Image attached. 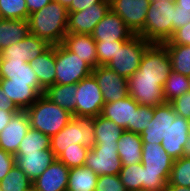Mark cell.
Returning <instances> with one entry per match:
<instances>
[{
  "label": "cell",
  "mask_w": 190,
  "mask_h": 191,
  "mask_svg": "<svg viewBox=\"0 0 190 191\" xmlns=\"http://www.w3.org/2000/svg\"><path fill=\"white\" fill-rule=\"evenodd\" d=\"M103 95L104 103L122 100L129 95L127 78L117 74L107 66H97L92 69Z\"/></svg>",
  "instance_id": "obj_13"
},
{
  "label": "cell",
  "mask_w": 190,
  "mask_h": 191,
  "mask_svg": "<svg viewBox=\"0 0 190 191\" xmlns=\"http://www.w3.org/2000/svg\"><path fill=\"white\" fill-rule=\"evenodd\" d=\"M76 91L77 84H53L44 91V95L75 117Z\"/></svg>",
  "instance_id": "obj_29"
},
{
  "label": "cell",
  "mask_w": 190,
  "mask_h": 191,
  "mask_svg": "<svg viewBox=\"0 0 190 191\" xmlns=\"http://www.w3.org/2000/svg\"><path fill=\"white\" fill-rule=\"evenodd\" d=\"M55 64V84H77L92 74L93 68L62 43L55 45Z\"/></svg>",
  "instance_id": "obj_6"
},
{
  "label": "cell",
  "mask_w": 190,
  "mask_h": 191,
  "mask_svg": "<svg viewBox=\"0 0 190 191\" xmlns=\"http://www.w3.org/2000/svg\"><path fill=\"white\" fill-rule=\"evenodd\" d=\"M55 1H57L58 3L66 7L67 9L70 7L72 3V0H55Z\"/></svg>",
  "instance_id": "obj_54"
},
{
  "label": "cell",
  "mask_w": 190,
  "mask_h": 191,
  "mask_svg": "<svg viewBox=\"0 0 190 191\" xmlns=\"http://www.w3.org/2000/svg\"><path fill=\"white\" fill-rule=\"evenodd\" d=\"M151 44L142 36L135 35L118 48L115 57L106 66L128 79L138 70L142 57Z\"/></svg>",
  "instance_id": "obj_7"
},
{
  "label": "cell",
  "mask_w": 190,
  "mask_h": 191,
  "mask_svg": "<svg viewBox=\"0 0 190 191\" xmlns=\"http://www.w3.org/2000/svg\"><path fill=\"white\" fill-rule=\"evenodd\" d=\"M173 162L174 159L167 154L161 144L143 143L141 160L143 165L142 189L165 191Z\"/></svg>",
  "instance_id": "obj_2"
},
{
  "label": "cell",
  "mask_w": 190,
  "mask_h": 191,
  "mask_svg": "<svg viewBox=\"0 0 190 191\" xmlns=\"http://www.w3.org/2000/svg\"><path fill=\"white\" fill-rule=\"evenodd\" d=\"M177 114L168 102L154 107L153 119L141 132L142 143L161 144Z\"/></svg>",
  "instance_id": "obj_17"
},
{
  "label": "cell",
  "mask_w": 190,
  "mask_h": 191,
  "mask_svg": "<svg viewBox=\"0 0 190 191\" xmlns=\"http://www.w3.org/2000/svg\"><path fill=\"white\" fill-rule=\"evenodd\" d=\"M154 107L139 105L135 111L133 132L141 134L147 128L148 123L153 119Z\"/></svg>",
  "instance_id": "obj_41"
},
{
  "label": "cell",
  "mask_w": 190,
  "mask_h": 191,
  "mask_svg": "<svg viewBox=\"0 0 190 191\" xmlns=\"http://www.w3.org/2000/svg\"><path fill=\"white\" fill-rule=\"evenodd\" d=\"M25 191H35V190H34V188H33V186H32L30 189L25 190Z\"/></svg>",
  "instance_id": "obj_57"
},
{
  "label": "cell",
  "mask_w": 190,
  "mask_h": 191,
  "mask_svg": "<svg viewBox=\"0 0 190 191\" xmlns=\"http://www.w3.org/2000/svg\"><path fill=\"white\" fill-rule=\"evenodd\" d=\"M157 1L175 2V0H150V2H157Z\"/></svg>",
  "instance_id": "obj_55"
},
{
  "label": "cell",
  "mask_w": 190,
  "mask_h": 191,
  "mask_svg": "<svg viewBox=\"0 0 190 191\" xmlns=\"http://www.w3.org/2000/svg\"><path fill=\"white\" fill-rule=\"evenodd\" d=\"M16 112L17 111H5L0 109V133Z\"/></svg>",
  "instance_id": "obj_50"
},
{
  "label": "cell",
  "mask_w": 190,
  "mask_h": 191,
  "mask_svg": "<svg viewBox=\"0 0 190 191\" xmlns=\"http://www.w3.org/2000/svg\"><path fill=\"white\" fill-rule=\"evenodd\" d=\"M80 144L92 149L95 146L92 119L71 118L67 125L50 137V149L57 158L66 148Z\"/></svg>",
  "instance_id": "obj_5"
},
{
  "label": "cell",
  "mask_w": 190,
  "mask_h": 191,
  "mask_svg": "<svg viewBox=\"0 0 190 191\" xmlns=\"http://www.w3.org/2000/svg\"><path fill=\"white\" fill-rule=\"evenodd\" d=\"M50 46L48 42L30 33L21 41L2 50L0 56L5 60L30 62Z\"/></svg>",
  "instance_id": "obj_19"
},
{
  "label": "cell",
  "mask_w": 190,
  "mask_h": 191,
  "mask_svg": "<svg viewBox=\"0 0 190 191\" xmlns=\"http://www.w3.org/2000/svg\"><path fill=\"white\" fill-rule=\"evenodd\" d=\"M129 96L136 100L139 105L158 106L166 103L163 94L164 83L160 78L140 77L136 70L127 79Z\"/></svg>",
  "instance_id": "obj_9"
},
{
  "label": "cell",
  "mask_w": 190,
  "mask_h": 191,
  "mask_svg": "<svg viewBox=\"0 0 190 191\" xmlns=\"http://www.w3.org/2000/svg\"><path fill=\"white\" fill-rule=\"evenodd\" d=\"M98 177L94 171L85 166L71 168L66 191H95Z\"/></svg>",
  "instance_id": "obj_31"
},
{
  "label": "cell",
  "mask_w": 190,
  "mask_h": 191,
  "mask_svg": "<svg viewBox=\"0 0 190 191\" xmlns=\"http://www.w3.org/2000/svg\"><path fill=\"white\" fill-rule=\"evenodd\" d=\"M175 4L179 8L190 9V0H175Z\"/></svg>",
  "instance_id": "obj_53"
},
{
  "label": "cell",
  "mask_w": 190,
  "mask_h": 191,
  "mask_svg": "<svg viewBox=\"0 0 190 191\" xmlns=\"http://www.w3.org/2000/svg\"><path fill=\"white\" fill-rule=\"evenodd\" d=\"M75 118L92 119L102 113L104 99L93 74L77 83Z\"/></svg>",
  "instance_id": "obj_8"
},
{
  "label": "cell",
  "mask_w": 190,
  "mask_h": 191,
  "mask_svg": "<svg viewBox=\"0 0 190 191\" xmlns=\"http://www.w3.org/2000/svg\"><path fill=\"white\" fill-rule=\"evenodd\" d=\"M110 10V0H103L86 10L68 12V34H91Z\"/></svg>",
  "instance_id": "obj_12"
},
{
  "label": "cell",
  "mask_w": 190,
  "mask_h": 191,
  "mask_svg": "<svg viewBox=\"0 0 190 191\" xmlns=\"http://www.w3.org/2000/svg\"><path fill=\"white\" fill-rule=\"evenodd\" d=\"M97 48L98 66H106L126 41H95Z\"/></svg>",
  "instance_id": "obj_40"
},
{
  "label": "cell",
  "mask_w": 190,
  "mask_h": 191,
  "mask_svg": "<svg viewBox=\"0 0 190 191\" xmlns=\"http://www.w3.org/2000/svg\"><path fill=\"white\" fill-rule=\"evenodd\" d=\"M0 83H20L33 87L40 95L44 94L37 75L29 62L5 60L0 56Z\"/></svg>",
  "instance_id": "obj_15"
},
{
  "label": "cell",
  "mask_w": 190,
  "mask_h": 191,
  "mask_svg": "<svg viewBox=\"0 0 190 191\" xmlns=\"http://www.w3.org/2000/svg\"><path fill=\"white\" fill-rule=\"evenodd\" d=\"M2 90L18 110L28 109L40 96L31 86L20 83H0Z\"/></svg>",
  "instance_id": "obj_28"
},
{
  "label": "cell",
  "mask_w": 190,
  "mask_h": 191,
  "mask_svg": "<svg viewBox=\"0 0 190 191\" xmlns=\"http://www.w3.org/2000/svg\"><path fill=\"white\" fill-rule=\"evenodd\" d=\"M117 145L122 165L141 163L143 143L140 134L124 130Z\"/></svg>",
  "instance_id": "obj_26"
},
{
  "label": "cell",
  "mask_w": 190,
  "mask_h": 191,
  "mask_svg": "<svg viewBox=\"0 0 190 191\" xmlns=\"http://www.w3.org/2000/svg\"><path fill=\"white\" fill-rule=\"evenodd\" d=\"M150 0H110V9L137 35L145 27Z\"/></svg>",
  "instance_id": "obj_14"
},
{
  "label": "cell",
  "mask_w": 190,
  "mask_h": 191,
  "mask_svg": "<svg viewBox=\"0 0 190 191\" xmlns=\"http://www.w3.org/2000/svg\"><path fill=\"white\" fill-rule=\"evenodd\" d=\"M187 121H188V134L190 135V118L187 119Z\"/></svg>",
  "instance_id": "obj_56"
},
{
  "label": "cell",
  "mask_w": 190,
  "mask_h": 191,
  "mask_svg": "<svg viewBox=\"0 0 190 191\" xmlns=\"http://www.w3.org/2000/svg\"><path fill=\"white\" fill-rule=\"evenodd\" d=\"M94 123L95 144H117L124 131L114 121L101 114L92 118Z\"/></svg>",
  "instance_id": "obj_30"
},
{
  "label": "cell",
  "mask_w": 190,
  "mask_h": 191,
  "mask_svg": "<svg viewBox=\"0 0 190 191\" xmlns=\"http://www.w3.org/2000/svg\"><path fill=\"white\" fill-rule=\"evenodd\" d=\"M168 183L190 187V157L174 160Z\"/></svg>",
  "instance_id": "obj_37"
},
{
  "label": "cell",
  "mask_w": 190,
  "mask_h": 191,
  "mask_svg": "<svg viewBox=\"0 0 190 191\" xmlns=\"http://www.w3.org/2000/svg\"><path fill=\"white\" fill-rule=\"evenodd\" d=\"M95 191H127L119 175H100Z\"/></svg>",
  "instance_id": "obj_42"
},
{
  "label": "cell",
  "mask_w": 190,
  "mask_h": 191,
  "mask_svg": "<svg viewBox=\"0 0 190 191\" xmlns=\"http://www.w3.org/2000/svg\"><path fill=\"white\" fill-rule=\"evenodd\" d=\"M25 111L29 117L30 128L50 137L57 134L73 118L72 114L44 94L40 95Z\"/></svg>",
  "instance_id": "obj_3"
},
{
  "label": "cell",
  "mask_w": 190,
  "mask_h": 191,
  "mask_svg": "<svg viewBox=\"0 0 190 191\" xmlns=\"http://www.w3.org/2000/svg\"><path fill=\"white\" fill-rule=\"evenodd\" d=\"M170 104L178 116L186 119L190 118V91L172 100Z\"/></svg>",
  "instance_id": "obj_43"
},
{
  "label": "cell",
  "mask_w": 190,
  "mask_h": 191,
  "mask_svg": "<svg viewBox=\"0 0 190 191\" xmlns=\"http://www.w3.org/2000/svg\"><path fill=\"white\" fill-rule=\"evenodd\" d=\"M170 56L172 70L190 77V46L165 45Z\"/></svg>",
  "instance_id": "obj_33"
},
{
  "label": "cell",
  "mask_w": 190,
  "mask_h": 191,
  "mask_svg": "<svg viewBox=\"0 0 190 191\" xmlns=\"http://www.w3.org/2000/svg\"><path fill=\"white\" fill-rule=\"evenodd\" d=\"M119 177L127 191L142 189L143 165L137 163L133 165H123Z\"/></svg>",
  "instance_id": "obj_36"
},
{
  "label": "cell",
  "mask_w": 190,
  "mask_h": 191,
  "mask_svg": "<svg viewBox=\"0 0 190 191\" xmlns=\"http://www.w3.org/2000/svg\"><path fill=\"white\" fill-rule=\"evenodd\" d=\"M32 186L33 183L30 178L16 164L0 181L2 191H25Z\"/></svg>",
  "instance_id": "obj_35"
},
{
  "label": "cell",
  "mask_w": 190,
  "mask_h": 191,
  "mask_svg": "<svg viewBox=\"0 0 190 191\" xmlns=\"http://www.w3.org/2000/svg\"><path fill=\"white\" fill-rule=\"evenodd\" d=\"M30 34L29 20L0 18V52Z\"/></svg>",
  "instance_id": "obj_27"
},
{
  "label": "cell",
  "mask_w": 190,
  "mask_h": 191,
  "mask_svg": "<svg viewBox=\"0 0 190 191\" xmlns=\"http://www.w3.org/2000/svg\"><path fill=\"white\" fill-rule=\"evenodd\" d=\"M56 159L51 149L38 150V152H25V155H15V164L33 182Z\"/></svg>",
  "instance_id": "obj_22"
},
{
  "label": "cell",
  "mask_w": 190,
  "mask_h": 191,
  "mask_svg": "<svg viewBox=\"0 0 190 191\" xmlns=\"http://www.w3.org/2000/svg\"><path fill=\"white\" fill-rule=\"evenodd\" d=\"M15 165V155L0 149V181Z\"/></svg>",
  "instance_id": "obj_45"
},
{
  "label": "cell",
  "mask_w": 190,
  "mask_h": 191,
  "mask_svg": "<svg viewBox=\"0 0 190 191\" xmlns=\"http://www.w3.org/2000/svg\"><path fill=\"white\" fill-rule=\"evenodd\" d=\"M188 91H190L189 77L172 70L163 87L165 101L170 103Z\"/></svg>",
  "instance_id": "obj_32"
},
{
  "label": "cell",
  "mask_w": 190,
  "mask_h": 191,
  "mask_svg": "<svg viewBox=\"0 0 190 191\" xmlns=\"http://www.w3.org/2000/svg\"><path fill=\"white\" fill-rule=\"evenodd\" d=\"M140 77L160 78L165 83L172 64L164 44L152 43L145 51L138 68Z\"/></svg>",
  "instance_id": "obj_11"
},
{
  "label": "cell",
  "mask_w": 190,
  "mask_h": 191,
  "mask_svg": "<svg viewBox=\"0 0 190 191\" xmlns=\"http://www.w3.org/2000/svg\"><path fill=\"white\" fill-rule=\"evenodd\" d=\"M25 0H0L1 19H29Z\"/></svg>",
  "instance_id": "obj_38"
},
{
  "label": "cell",
  "mask_w": 190,
  "mask_h": 191,
  "mask_svg": "<svg viewBox=\"0 0 190 191\" xmlns=\"http://www.w3.org/2000/svg\"><path fill=\"white\" fill-rule=\"evenodd\" d=\"M29 15L41 10L43 7L48 5L52 0H25Z\"/></svg>",
  "instance_id": "obj_48"
},
{
  "label": "cell",
  "mask_w": 190,
  "mask_h": 191,
  "mask_svg": "<svg viewBox=\"0 0 190 191\" xmlns=\"http://www.w3.org/2000/svg\"><path fill=\"white\" fill-rule=\"evenodd\" d=\"M190 23V9L179 8L176 5L174 11V31Z\"/></svg>",
  "instance_id": "obj_46"
},
{
  "label": "cell",
  "mask_w": 190,
  "mask_h": 191,
  "mask_svg": "<svg viewBox=\"0 0 190 191\" xmlns=\"http://www.w3.org/2000/svg\"><path fill=\"white\" fill-rule=\"evenodd\" d=\"M117 144H95L88 151L84 166L100 175H119L122 162Z\"/></svg>",
  "instance_id": "obj_10"
},
{
  "label": "cell",
  "mask_w": 190,
  "mask_h": 191,
  "mask_svg": "<svg viewBox=\"0 0 190 191\" xmlns=\"http://www.w3.org/2000/svg\"><path fill=\"white\" fill-rule=\"evenodd\" d=\"M183 157H190V135H188L187 141L183 146Z\"/></svg>",
  "instance_id": "obj_52"
},
{
  "label": "cell",
  "mask_w": 190,
  "mask_h": 191,
  "mask_svg": "<svg viewBox=\"0 0 190 191\" xmlns=\"http://www.w3.org/2000/svg\"><path fill=\"white\" fill-rule=\"evenodd\" d=\"M175 2H150L145 27L137 34L151 43L163 44L174 33Z\"/></svg>",
  "instance_id": "obj_4"
},
{
  "label": "cell",
  "mask_w": 190,
  "mask_h": 191,
  "mask_svg": "<svg viewBox=\"0 0 190 191\" xmlns=\"http://www.w3.org/2000/svg\"><path fill=\"white\" fill-rule=\"evenodd\" d=\"M103 0H72L70 7L68 8V12H76L86 10L90 6H93Z\"/></svg>",
  "instance_id": "obj_47"
},
{
  "label": "cell",
  "mask_w": 190,
  "mask_h": 191,
  "mask_svg": "<svg viewBox=\"0 0 190 191\" xmlns=\"http://www.w3.org/2000/svg\"><path fill=\"white\" fill-rule=\"evenodd\" d=\"M91 36L95 41L114 42L130 40L135 34L125 24L124 20L110 9L95 26Z\"/></svg>",
  "instance_id": "obj_16"
},
{
  "label": "cell",
  "mask_w": 190,
  "mask_h": 191,
  "mask_svg": "<svg viewBox=\"0 0 190 191\" xmlns=\"http://www.w3.org/2000/svg\"><path fill=\"white\" fill-rule=\"evenodd\" d=\"M69 168L57 158L33 183L35 191H66Z\"/></svg>",
  "instance_id": "obj_21"
},
{
  "label": "cell",
  "mask_w": 190,
  "mask_h": 191,
  "mask_svg": "<svg viewBox=\"0 0 190 191\" xmlns=\"http://www.w3.org/2000/svg\"><path fill=\"white\" fill-rule=\"evenodd\" d=\"M165 191H190V187H183L179 185H170L167 183Z\"/></svg>",
  "instance_id": "obj_51"
},
{
  "label": "cell",
  "mask_w": 190,
  "mask_h": 191,
  "mask_svg": "<svg viewBox=\"0 0 190 191\" xmlns=\"http://www.w3.org/2000/svg\"><path fill=\"white\" fill-rule=\"evenodd\" d=\"M0 109L5 111H18L17 107L12 104L9 97L5 94L0 86Z\"/></svg>",
  "instance_id": "obj_49"
},
{
  "label": "cell",
  "mask_w": 190,
  "mask_h": 191,
  "mask_svg": "<svg viewBox=\"0 0 190 191\" xmlns=\"http://www.w3.org/2000/svg\"><path fill=\"white\" fill-rule=\"evenodd\" d=\"M135 191H150V190L140 189V190H135Z\"/></svg>",
  "instance_id": "obj_58"
},
{
  "label": "cell",
  "mask_w": 190,
  "mask_h": 191,
  "mask_svg": "<svg viewBox=\"0 0 190 191\" xmlns=\"http://www.w3.org/2000/svg\"><path fill=\"white\" fill-rule=\"evenodd\" d=\"M62 44L92 68L98 66L96 42L91 34H67Z\"/></svg>",
  "instance_id": "obj_24"
},
{
  "label": "cell",
  "mask_w": 190,
  "mask_h": 191,
  "mask_svg": "<svg viewBox=\"0 0 190 191\" xmlns=\"http://www.w3.org/2000/svg\"><path fill=\"white\" fill-rule=\"evenodd\" d=\"M28 20L30 33L50 45L61 44L68 34V9L55 0L30 14Z\"/></svg>",
  "instance_id": "obj_1"
},
{
  "label": "cell",
  "mask_w": 190,
  "mask_h": 191,
  "mask_svg": "<svg viewBox=\"0 0 190 191\" xmlns=\"http://www.w3.org/2000/svg\"><path fill=\"white\" fill-rule=\"evenodd\" d=\"M188 121L186 118L176 116L169 126L166 136L161 141V146L174 160L183 157V146L188 138Z\"/></svg>",
  "instance_id": "obj_23"
},
{
  "label": "cell",
  "mask_w": 190,
  "mask_h": 191,
  "mask_svg": "<svg viewBox=\"0 0 190 191\" xmlns=\"http://www.w3.org/2000/svg\"><path fill=\"white\" fill-rule=\"evenodd\" d=\"M138 107L139 103L128 95L122 100L104 103L101 115L124 130L133 132L135 111Z\"/></svg>",
  "instance_id": "obj_20"
},
{
  "label": "cell",
  "mask_w": 190,
  "mask_h": 191,
  "mask_svg": "<svg viewBox=\"0 0 190 191\" xmlns=\"http://www.w3.org/2000/svg\"><path fill=\"white\" fill-rule=\"evenodd\" d=\"M29 129L28 114L25 110H18L0 133V149L15 155Z\"/></svg>",
  "instance_id": "obj_18"
},
{
  "label": "cell",
  "mask_w": 190,
  "mask_h": 191,
  "mask_svg": "<svg viewBox=\"0 0 190 191\" xmlns=\"http://www.w3.org/2000/svg\"><path fill=\"white\" fill-rule=\"evenodd\" d=\"M46 149H50V136L30 128L20 142L15 155H25V152H38V150Z\"/></svg>",
  "instance_id": "obj_34"
},
{
  "label": "cell",
  "mask_w": 190,
  "mask_h": 191,
  "mask_svg": "<svg viewBox=\"0 0 190 191\" xmlns=\"http://www.w3.org/2000/svg\"><path fill=\"white\" fill-rule=\"evenodd\" d=\"M29 64L37 75L38 82L44 91L55 84V45H51L44 53L30 61Z\"/></svg>",
  "instance_id": "obj_25"
},
{
  "label": "cell",
  "mask_w": 190,
  "mask_h": 191,
  "mask_svg": "<svg viewBox=\"0 0 190 191\" xmlns=\"http://www.w3.org/2000/svg\"><path fill=\"white\" fill-rule=\"evenodd\" d=\"M164 45H189L190 46V23L174 31L172 37L163 43Z\"/></svg>",
  "instance_id": "obj_44"
},
{
  "label": "cell",
  "mask_w": 190,
  "mask_h": 191,
  "mask_svg": "<svg viewBox=\"0 0 190 191\" xmlns=\"http://www.w3.org/2000/svg\"><path fill=\"white\" fill-rule=\"evenodd\" d=\"M90 149L86 146L75 144L66 148L57 159L64 163L69 169L82 167L85 164L86 156Z\"/></svg>",
  "instance_id": "obj_39"
}]
</instances>
